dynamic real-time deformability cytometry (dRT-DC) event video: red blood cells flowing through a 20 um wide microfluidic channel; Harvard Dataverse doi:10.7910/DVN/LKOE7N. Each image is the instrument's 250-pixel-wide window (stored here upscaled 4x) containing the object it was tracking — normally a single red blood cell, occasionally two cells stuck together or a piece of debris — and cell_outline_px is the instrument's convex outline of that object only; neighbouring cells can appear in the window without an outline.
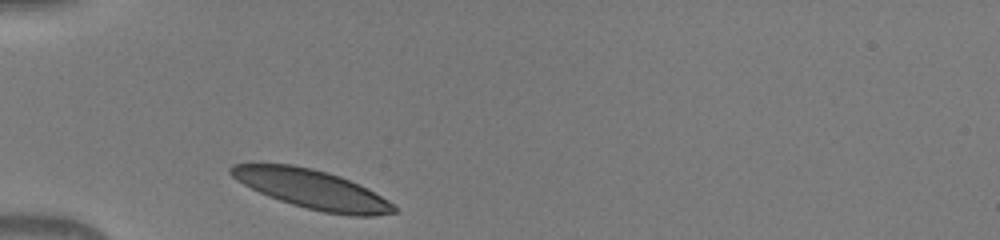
{"species": "human", "species_latin": "Homo sapiens", "temperature_condition": "warm", "stored_images_in_passage": 29, "camera_frame_rate_fps": 3000, "um_per_image_px": 0.085, "donor": {"sex": "male"}, "frame": {"image": 1, "passage_image": 1, "time_ms": 0.0, "image_size_px": [1000, 240], "cell_outline_px": [[396, 212], [376, 216], [352, 216], [324, 212], [292, 204], [268, 196], [236, 180], [228, 172], [228, 168], [232, 164], [292, 164], [312, 168], [328, 172], [340, 176], [368, 188], [388, 200], [396, 208]], "centroid_in_image_um": [26.53, 16.08], "position_along_channel_um": 58.5, "area_um2": 36.82}}
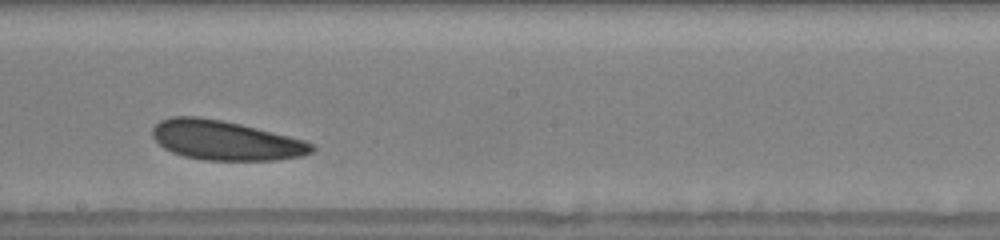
{"frame": {"image": 2, "passage_image": 15, "time_ms": 4.667, "image_size_px": [1000, 240], "cell_outline_px": [[316, 148], [312, 152], [300, 156], [276, 160], [204, 160], [184, 156], [172, 152], [164, 148], [152, 136], [152, 128], [160, 120], [172, 116], [196, 116], [224, 120], [304, 140], [312, 144]], "centroid_in_image_um": [19.13, 11.93], "position_along_channel_um": 229.1, "area_um2": 36.53}}
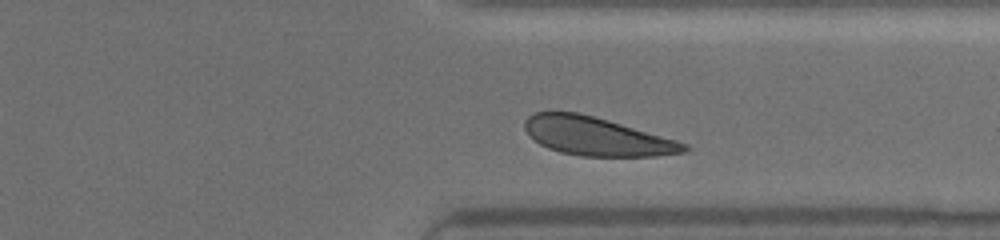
{"frame": {"image": 3, "passage_image": 25, "time_ms": 8.0, "image_size_px": [1000, 240], "cell_outline_px": [[688, 152], [656, 156], [580, 156], [560, 152], [548, 148], [540, 144], [528, 136], [524, 128], [524, 120], [532, 112], [580, 112], [608, 120], [676, 140], [688, 144]], "centroid_in_image_um": [50.68, 11.59], "position_along_channel_um": 360.7, "area_um2": 35.72}}